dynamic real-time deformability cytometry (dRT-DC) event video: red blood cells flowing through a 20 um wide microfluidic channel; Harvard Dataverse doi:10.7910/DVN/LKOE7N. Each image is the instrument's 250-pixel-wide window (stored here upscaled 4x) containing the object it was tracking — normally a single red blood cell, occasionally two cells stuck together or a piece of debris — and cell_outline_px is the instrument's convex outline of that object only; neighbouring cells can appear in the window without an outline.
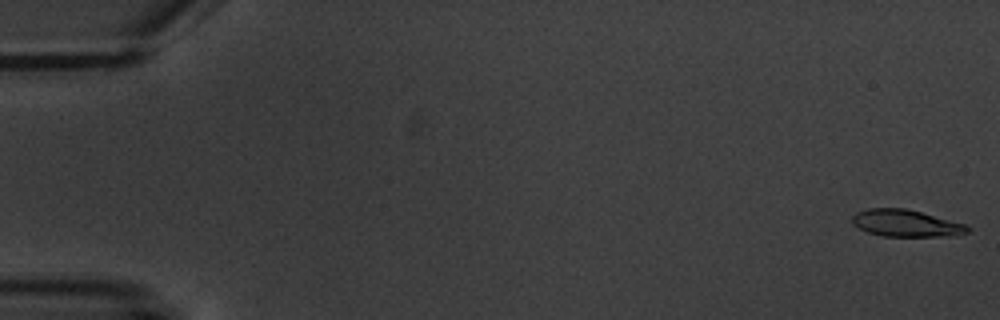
{"species": "common noctule bat (a hibernating species)", "species_latin": "Nyctalus noctula", "temperature_condition": "warm", "stored_images_in_passage": 7, "camera_frame_rate_fps": 3000, "um_per_image_px": 0.085, "animal": {"sex": "male", "body_mass_g": 20.1, "forearm_length_mm": 53.5}, "frame": {"image": 1, "passage_image": 1, "time_ms": 0.0, "image_size_px": [1000, 320], "cell_outline_px": [[972, 228], [968, 232], [956, 236], [880, 236], [868, 232], [852, 224], [852, 216], [856, 212], [868, 208], [904, 208], [920, 212], [964, 224]], "centroid_in_image_um": [76.99, 18.98], "position_along_channel_um": 8.0, "area_um2": 18.03}}